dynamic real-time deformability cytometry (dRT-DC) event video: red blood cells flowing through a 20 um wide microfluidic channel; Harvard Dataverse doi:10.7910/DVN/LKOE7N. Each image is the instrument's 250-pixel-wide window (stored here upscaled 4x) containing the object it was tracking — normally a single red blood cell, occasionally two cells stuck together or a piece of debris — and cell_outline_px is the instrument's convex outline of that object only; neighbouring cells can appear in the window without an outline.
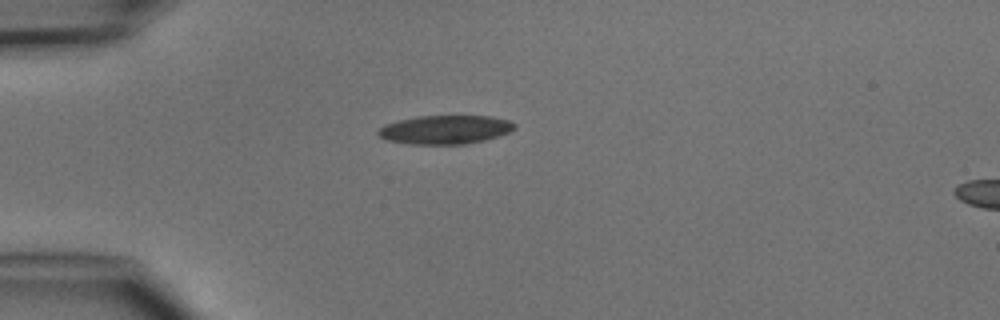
{"species": "common noctule bat (a hibernating species)", "species_latin": "Nyctalus noctula", "temperature_condition": "cold", "stored_images_in_passage": 2, "segment_of_instrument_passage": [1, 2], "camera_frame_rate_fps": 3000, "um_per_image_px": 0.085, "animal": {"sex": "male", "body_mass_g": 15.6}, "frame": {"image": 1, "passage_image": 1, "time_ms": 0.0, "image_size_px": [1000, 320], "cell_outline_px": [[516, 128], [508, 132], [484, 140], [464, 144], [408, 144], [384, 140], [376, 132], [384, 124], [416, 116], [488, 116], [512, 120], [516, 124]], "centroid_in_image_um": [37.82, 11.02], "position_along_channel_um": 47.2, "area_um2": 22.89}}